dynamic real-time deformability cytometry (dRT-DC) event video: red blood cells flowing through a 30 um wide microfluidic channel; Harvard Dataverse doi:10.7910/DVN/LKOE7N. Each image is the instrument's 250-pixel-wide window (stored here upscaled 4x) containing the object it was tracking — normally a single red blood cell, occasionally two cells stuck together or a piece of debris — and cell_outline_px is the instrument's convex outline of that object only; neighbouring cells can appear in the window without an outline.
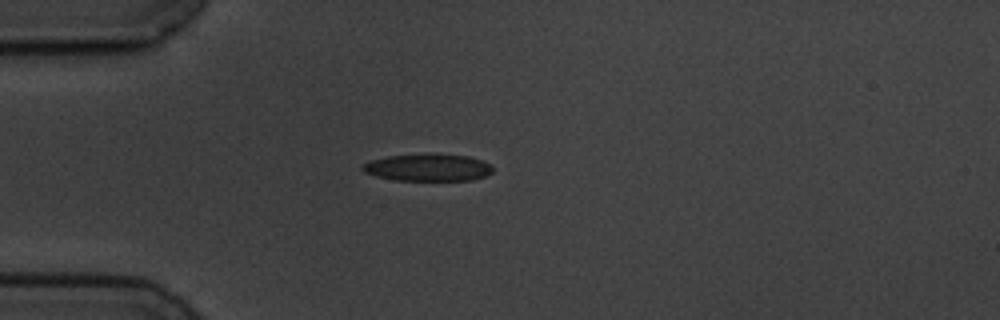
{"species": "common noctule bat (a hibernating species)", "species_latin": "Nyctalus noctula", "temperature_condition": "cold", "stored_images_in_passage": 8, "camera_frame_rate_fps": 3000, "um_per_image_px": 0.085, "animal": {"sex": "male", "body_mass_g": 19.5, "forearm_length_mm": 54.6}, "frame": {"image": 1, "passage_image": 3, "time_ms": 3.667, "image_size_px": [1000, 320], "cell_outline_px": [[492, 172], [484, 176], [472, 180], [396, 180], [376, 176], [364, 172], [360, 168], [360, 164], [372, 160], [388, 156], [424, 152], [432, 152], [468, 156], [484, 160], [492, 164]], "centroid_in_image_um": [36.37, 14.2], "position_along_channel_um": 48.6, "area_um2": 21.21}}
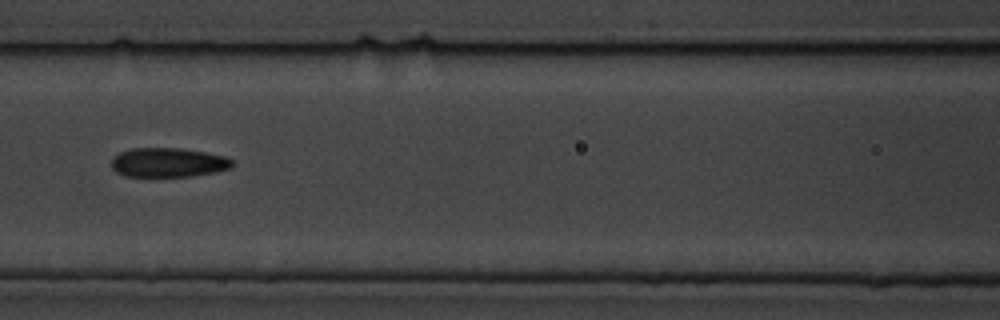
{"frame": {"image": 2, "passage_image": 6, "time_ms": 7.0, "image_size_px": [1000, 320], "cell_outline_px": [[236, 164], [232, 168], [216, 172], [192, 176], [124, 176], [116, 172], [112, 168], [112, 160], [120, 152], [132, 148], [184, 148], [224, 156], [232, 160]], "centroid_in_image_um": [14.34, 13.81], "position_along_channel_um": 152.3, "area_um2": 20.69}}
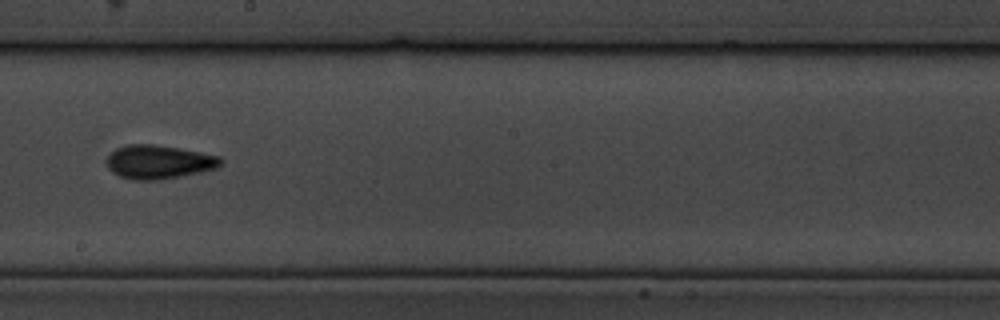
{"frame": {"image": 3, "passage_image": 8, "time_ms": 9.333, "image_size_px": [1000, 320], "cell_outline_px": [[224, 160], [216, 168], [200, 172], [160, 180], [132, 180], [120, 176], [112, 172], [108, 168], [108, 156], [116, 148], [128, 144], [152, 144], [200, 152], [220, 156]], "centroid_in_image_um": [13.49, 13.77], "position_along_channel_um": 234.7, "area_um2": 22.25}}